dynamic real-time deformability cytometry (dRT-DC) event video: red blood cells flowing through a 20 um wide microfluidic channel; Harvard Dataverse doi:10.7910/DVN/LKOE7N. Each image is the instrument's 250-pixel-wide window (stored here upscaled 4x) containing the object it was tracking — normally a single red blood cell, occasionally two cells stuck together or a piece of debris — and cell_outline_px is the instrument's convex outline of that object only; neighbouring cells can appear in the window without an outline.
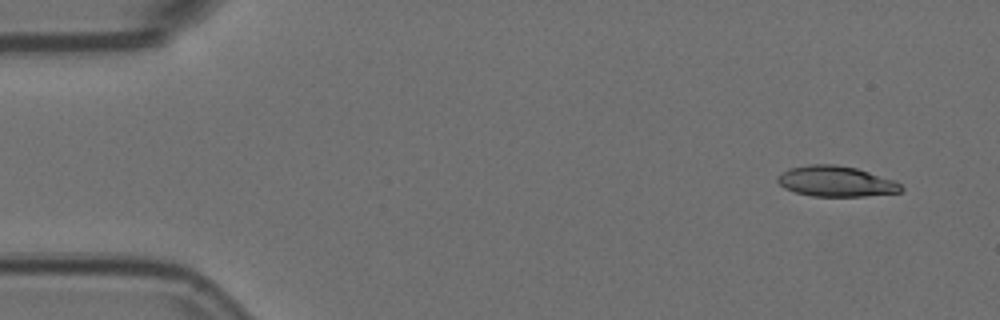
{"species": "Egyptian fruit bat (a non-hibernating species)", "species_latin": "Rousettus aegyptiacus", "temperature_condition": "room temperature", "stored_images_in_passage": 9, "camera_frame_rate_fps": 3000, "um_per_image_px": 0.085, "animal": {"sex": "female"}, "frame": {"image": 1, "passage_image": 1, "time_ms": 0.0, "image_size_px": [1000, 320], "cell_outline_px": [[904, 188], [900, 192], [864, 196], [812, 196], [796, 192], [784, 188], [776, 180], [776, 176], [780, 172], [788, 168], [812, 164], [836, 164], [856, 168], [896, 180]], "centroid_in_image_um": [71.04, 15.4], "position_along_channel_um": 14.0, "area_um2": 22.14}}
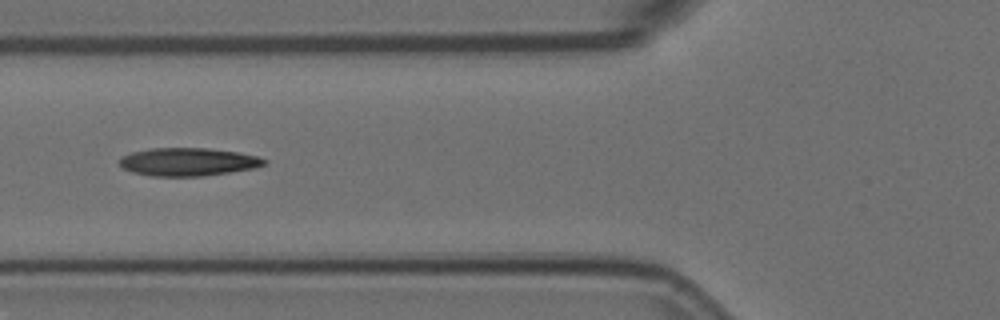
{"frame": {"image": 2, "passage_image": 6, "time_ms": 1.667, "image_size_px": [1000, 320], "cell_outline_px": [[268, 160], [264, 164], [252, 168], [204, 176], [148, 176], [132, 172], [120, 168], [120, 156], [132, 152], [148, 148], [208, 148], [240, 152], [256, 156]], "centroid_in_image_um": [15.92, 13.75], "position_along_channel_um": 109.9, "area_um2": 23.76}}
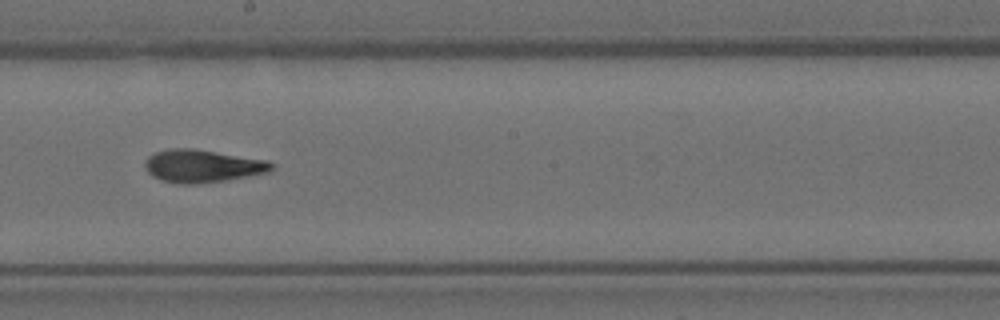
{"frame": {"image": 3, "passage_image": 9, "time_ms": 2.667, "image_size_px": [1000, 320], "cell_outline_px": [[272, 168], [268, 172], [224, 180], [196, 184], [180, 184], [160, 180], [152, 176], [148, 172], [144, 164], [148, 156], [156, 152], [172, 148], [192, 148], [268, 160], [272, 164]], "centroid_in_image_um": [17.16, 14.11], "position_along_channel_um": 231.0, "area_um2": 23.93}}